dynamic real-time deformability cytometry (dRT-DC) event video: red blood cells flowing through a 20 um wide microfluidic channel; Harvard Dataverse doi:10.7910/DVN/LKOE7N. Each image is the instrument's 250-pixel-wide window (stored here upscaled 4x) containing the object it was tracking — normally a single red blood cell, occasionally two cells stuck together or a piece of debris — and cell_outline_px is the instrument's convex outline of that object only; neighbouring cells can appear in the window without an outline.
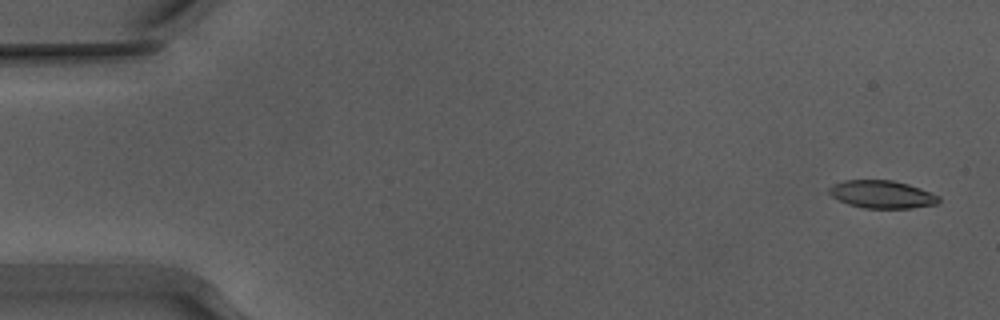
{"species": "Egyptian fruit bat (a non-hibernating species)", "species_latin": "Rousettus aegyptiacus", "temperature_condition": "warm", "stored_images_in_passage": 52, "camera_frame_rate_fps": 3000, "um_per_image_px": 0.085, "animal": {"sex": "male"}, "frame": {"image": 1, "passage_image": 1, "time_ms": 0.0, "image_size_px": [1000, 320], "cell_outline_px": [[940, 200], [936, 204], [912, 208], [864, 208], [848, 204], [832, 196], [828, 192], [828, 188], [832, 184], [844, 180], [892, 180], [908, 184], [920, 188], [940, 196]], "centroid_in_image_um": [74.96, 16.51], "position_along_channel_um": 10.0, "area_um2": 17.74}}
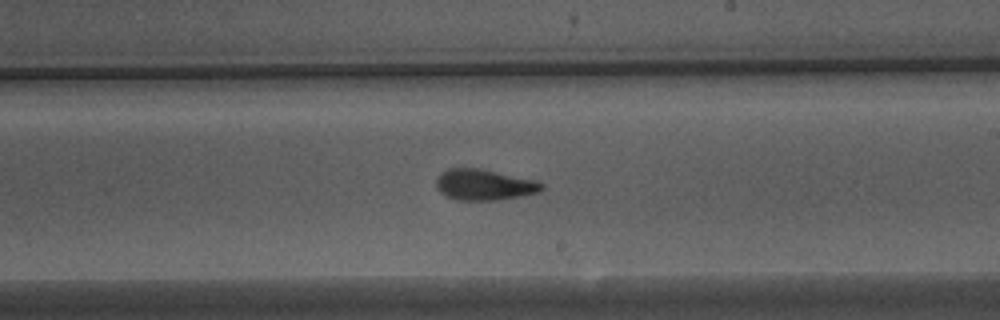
{"frame": {"image": 2, "passage_image": 30, "time_ms": 9.667, "image_size_px": [1000, 320], "cell_outline_px": [[544, 188], [540, 192], [520, 196], [496, 200], [456, 200], [440, 192], [436, 188], [436, 180], [440, 172], [448, 168], [480, 168], [536, 180], [544, 184]], "centroid_in_image_um": [41.15, 15.69], "position_along_channel_um": 247.8, "area_um2": 19.13}}
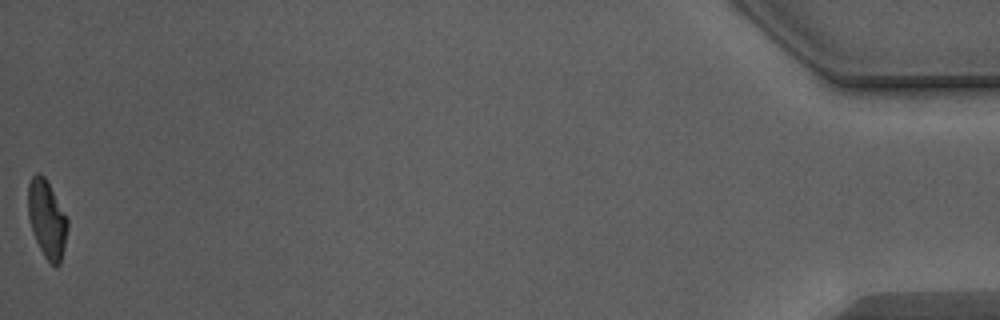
{"frame": {"image": 3, "passage_image": 52, "time_ms": 17.0, "image_size_px": [1000, 320], "cell_outline_px": [[68, 228], [64, 248], [60, 264], [52, 264], [44, 256], [36, 240], [28, 216], [28, 184], [32, 176], [36, 172], [40, 172], [44, 176], [68, 220]], "centroid_in_image_um": [3.98, 18.6], "position_along_channel_um": 431.2, "area_um2": 17.51}, "authors_computed_cell_mechanics": {"area_um2": 18.7272, "velocity_mm_per_s": 3.9136, "shape_relaxation_time_tau1_ms": 5.1692, "shape_relaxation_time_tau2_ms": 1.6848, "deformation_change_tau1": 0.1973, "deformation_change_tau2": 0.094}}